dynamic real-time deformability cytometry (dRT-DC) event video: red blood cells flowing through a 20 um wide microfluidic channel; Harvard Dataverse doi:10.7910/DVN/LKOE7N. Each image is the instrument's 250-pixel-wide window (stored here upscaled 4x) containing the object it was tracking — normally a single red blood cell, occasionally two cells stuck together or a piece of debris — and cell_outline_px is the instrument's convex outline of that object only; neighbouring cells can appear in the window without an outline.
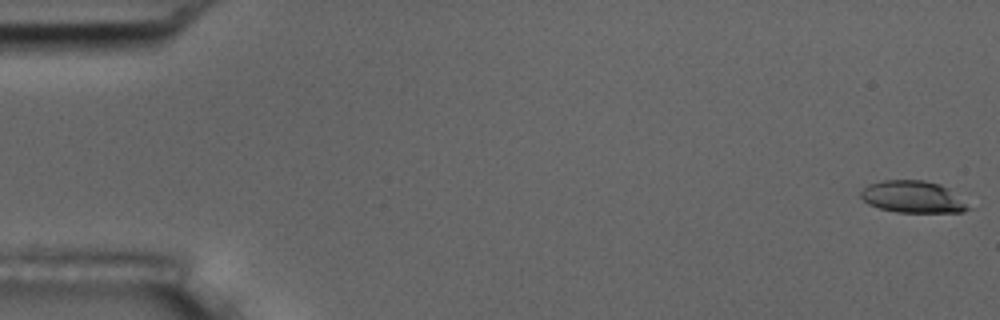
{"species": "common noctule bat (a hibernating species)", "species_latin": "Nyctalus noctula", "temperature_condition": "room temperature", "stored_images_in_passage": 56, "camera_frame_rate_fps": 3000, "um_per_image_px": 0.085, "animal": {"sex": "male", "body_mass_g": 17.5, "forearm_length_mm": 52.3}, "frame": {"image": 1, "passage_image": 1, "time_ms": 0.0, "image_size_px": [1000, 320], "cell_outline_px": [[976, 208], [964, 212], [896, 212], [880, 208], [868, 204], [860, 196], [860, 192], [868, 184], [884, 180], [924, 180], [940, 184], [948, 188]], "centroid_in_image_um": [77.66, 16.74], "position_along_channel_um": 7.3, "area_um2": 20.29}}
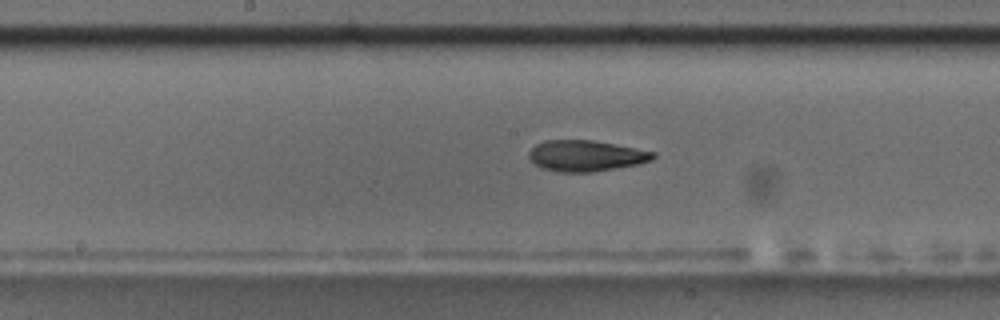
{"frame": {"image": 2, "passage_image": 29, "time_ms": 9.333, "image_size_px": [1000, 320], "cell_outline_px": [[656, 156], [652, 160], [636, 164], [592, 172], [560, 172], [544, 168], [536, 164], [528, 156], [528, 152], [536, 144], [544, 140], [592, 140], [656, 152]], "centroid_in_image_um": [49.79, 13.23], "position_along_channel_um": 198.4, "area_um2": 22.14}}
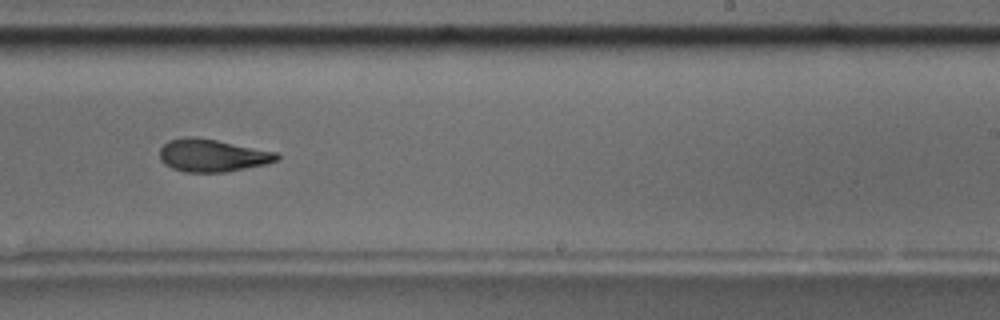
{"frame": {"image": 3, "passage_image": 35, "time_ms": 11.333, "image_size_px": [1000, 320], "cell_outline_px": [[280, 160], [264, 164], [224, 172], [184, 172], [172, 168], [164, 164], [160, 160], [160, 148], [168, 140], [184, 136], [192, 136], [216, 140], [276, 152], [280, 156]], "centroid_in_image_um": [18.01, 13.2], "position_along_channel_um": 271.0, "area_um2": 22.2}, "authors_computed_cell_mechanics": {"area_um2": 22.253, "velocity_mm_per_s": 3.64, "shape_relaxation_time_tau1_ms": 3.836, "shape_relaxation_time_tau2_ms": 2.8111, "deformation_change_tau1": 0.1714, "deformation_change_tau2": 0.1122}}